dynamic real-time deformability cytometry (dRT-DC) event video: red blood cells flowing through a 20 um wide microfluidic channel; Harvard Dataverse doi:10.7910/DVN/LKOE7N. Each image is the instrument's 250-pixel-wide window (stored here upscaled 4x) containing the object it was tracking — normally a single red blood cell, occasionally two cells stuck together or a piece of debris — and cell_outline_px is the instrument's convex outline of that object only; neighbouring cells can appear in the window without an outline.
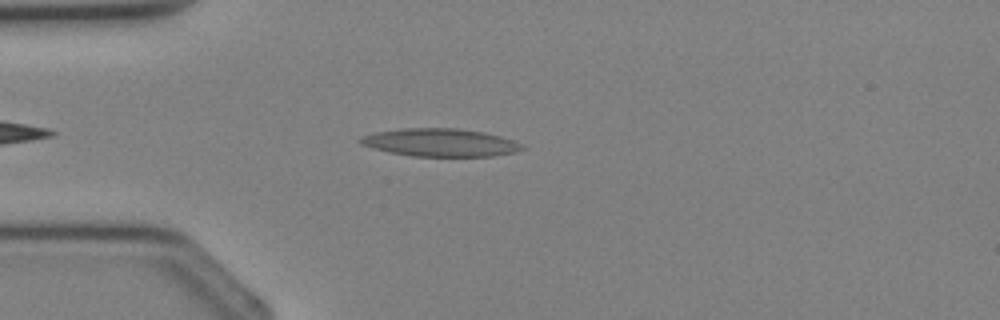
{"species": "Egyptian fruit bat (a non-hibernating species)", "species_latin": "Rousettus aegyptiacus", "temperature_condition": "cold", "stored_images_in_passage": 28, "camera_frame_rate_fps": 3000, "um_per_image_px": 0.085, "animal": {"sex": "female"}, "frame": {"image": 1, "passage_image": 4, "time_ms": 1.0, "image_size_px": [1000, 320], "cell_outline_px": [[528, 148], [516, 152], [492, 156], [412, 156], [388, 152], [372, 148], [360, 144], [356, 140], [360, 136], [376, 132], [400, 128], [460, 128], [484, 132], [500, 136], [524, 144]], "centroid_in_image_um": [37.42, 12.11], "position_along_channel_um": 47.6, "area_um2": 26.65}}
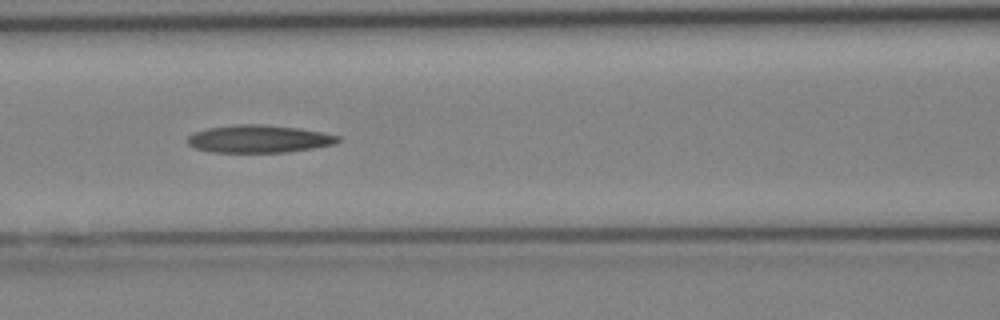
{"frame": {"image": 2, "passage_image": 10, "time_ms": 3.0, "image_size_px": [1000, 320], "cell_outline_px": [[340, 140], [336, 144], [312, 148], [284, 152], [212, 152], [196, 148], [188, 144], [188, 136], [192, 132], [208, 128], [236, 124], [260, 124], [300, 128], [340, 136]], "centroid_in_image_um": [22.0, 11.8], "position_along_channel_um": 144.6, "area_um2": 24.16}}
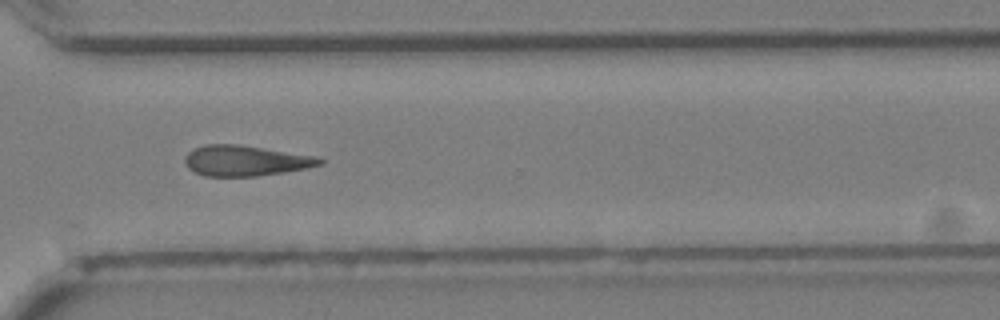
{"frame": {"image": 3, "passage_image": 21, "time_ms": 6.667, "image_size_px": [1000, 320], "cell_outline_px": [[324, 164], [308, 168], [284, 172], [256, 176], [204, 176], [188, 168], [184, 164], [184, 156], [192, 148], [204, 144], [236, 144], [316, 156], [324, 160]], "centroid_in_image_um": [20.84, 13.65], "position_along_channel_um": 349.8, "area_um2": 24.1}}